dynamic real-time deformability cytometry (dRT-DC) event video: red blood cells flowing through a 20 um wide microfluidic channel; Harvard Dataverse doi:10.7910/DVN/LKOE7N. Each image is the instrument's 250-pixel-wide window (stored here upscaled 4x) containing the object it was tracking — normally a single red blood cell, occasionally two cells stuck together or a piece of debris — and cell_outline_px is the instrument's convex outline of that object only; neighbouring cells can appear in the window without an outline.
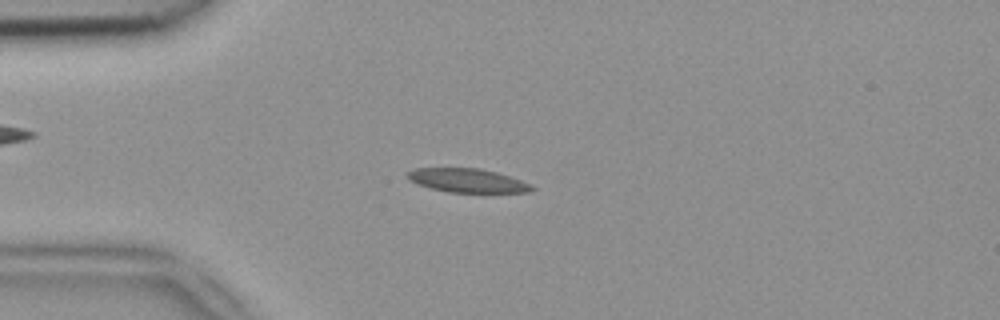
{"species": "common noctule bat (a hibernating species)", "species_latin": "Nyctalus noctula", "temperature_condition": "room temperature", "stored_images_in_passage": 51, "camera_frame_rate_fps": 3000, "um_per_image_px": 0.085, "animal": {"sex": "female", "body_mass_g": 18.4}, "frame": {"image": 1, "passage_image": 13, "time_ms": 4.0, "image_size_px": [1000, 320], "cell_outline_px": [[536, 188], [532, 192], [448, 192], [432, 188], [408, 180], [408, 172], [416, 168], [480, 168], [496, 172], [532, 184]], "centroid_in_image_um": [39.78, 15.34], "position_along_channel_um": 45.2, "area_um2": 17.05}}
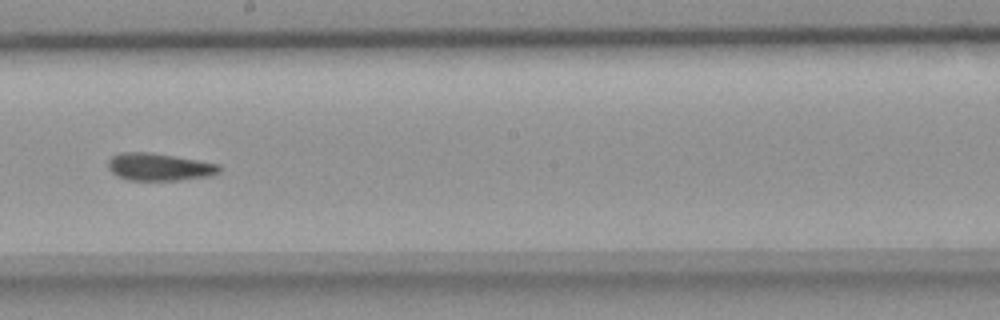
{"frame": {"image": 2, "passage_image": 29, "time_ms": 9.333, "image_size_px": [1000, 320], "cell_outline_px": [[224, 168], [220, 172], [212, 176], [180, 180], [128, 180], [116, 176], [108, 168], [108, 160], [112, 156], [120, 152], [152, 152], [220, 164]], "centroid_in_image_um": [13.56, 14.19], "position_along_channel_um": 234.6, "area_um2": 18.09}}
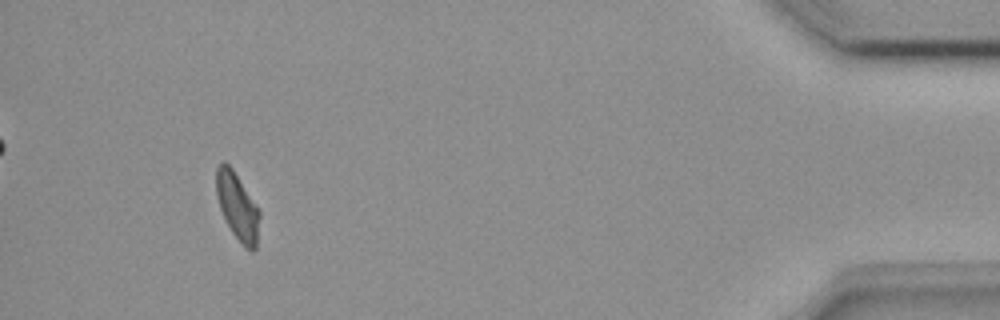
{"frame": {"image": 3, "passage_image": 48, "time_ms": 15.667, "image_size_px": [1000, 320], "cell_outline_px": [[260, 216], [256, 248], [252, 252], [244, 248], [232, 232], [220, 208], [216, 192], [216, 168], [220, 160], [224, 160], [232, 168], [260, 212]], "centroid_in_image_um": [20.17, 17.55], "position_along_channel_um": 415.0, "area_um2": 16.76}, "authors_computed_cell_mechanics": {"area_um2": 17.629, "velocity_mm_per_s": 3.9001, "shape_relaxation_time_tau1_ms": 10.9484, "shape_relaxation_time_tau2_ms": 3.3616, "deformation_change_tau1": 0.194, "deformation_change_tau2": 0.0652}}